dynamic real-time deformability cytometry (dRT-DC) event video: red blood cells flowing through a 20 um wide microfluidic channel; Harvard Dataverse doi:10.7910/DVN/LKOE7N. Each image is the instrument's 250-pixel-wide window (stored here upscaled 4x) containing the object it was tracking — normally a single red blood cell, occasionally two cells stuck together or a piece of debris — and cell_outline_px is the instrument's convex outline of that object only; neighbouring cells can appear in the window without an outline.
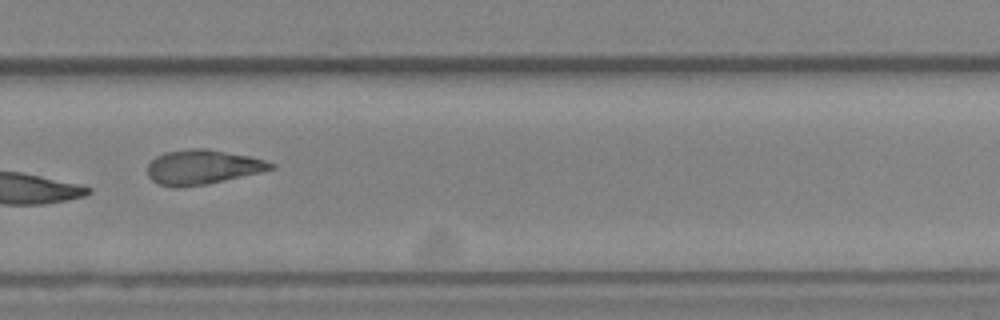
{"species": "Egyptian fruit bat (a non-hibernating species)", "species_latin": "Rousettus aegyptiacus", "temperature_condition": "cold", "stored_images_in_passage": 13, "camera_frame_rate_fps": 3000, "um_per_image_px": 0.085, "animal": {"sex": "female"}, "frame": {"image": 1, "passage_image": 10, "time_ms": 11.333, "image_size_px": [1000, 320], "cell_outline_px": [[276, 168], [260, 172], [204, 184], [176, 188], [172, 188], [160, 184], [152, 180], [148, 176], [148, 164], [156, 156], [164, 152], [192, 148], [208, 148], [248, 156], [264, 160], [276, 164]], "centroid_in_image_um": [17.19, 14.19], "position_along_channel_um": 312.6, "area_um2": 24.68}}
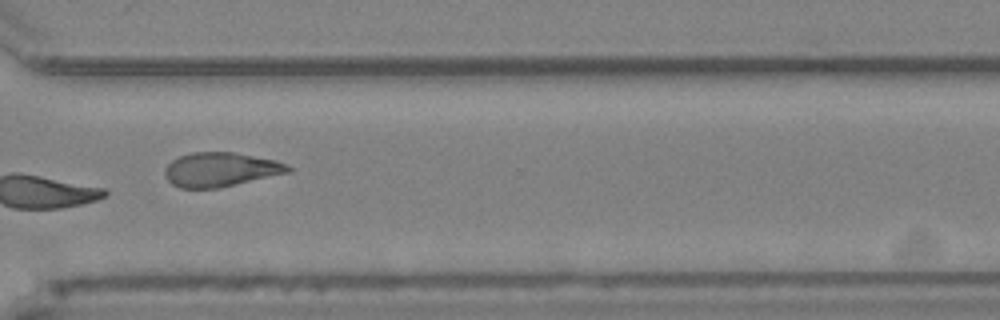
{"frame": {"image": 2, "passage_image": 11, "time_ms": 12.333, "image_size_px": [1000, 320], "cell_outline_px": [[292, 172], [220, 188], [180, 188], [172, 184], [168, 180], [164, 172], [164, 168], [172, 160], [180, 156], [192, 152], [232, 152], [276, 160], [288, 164], [292, 168]], "centroid_in_image_um": [18.78, 14.42], "position_along_channel_um": 351.8, "area_um2": 24.74}, "authors_computed_cell_mechanics": {"area_um2": 21.386, "velocity_mm_per_s": 3.8491, "shape_relaxation_time_tau1_ms": null, "shape_relaxation_time_tau2_ms": 4.3744, "deformation_change_tau1": null, "deformation_change_tau2": 0.1164}}